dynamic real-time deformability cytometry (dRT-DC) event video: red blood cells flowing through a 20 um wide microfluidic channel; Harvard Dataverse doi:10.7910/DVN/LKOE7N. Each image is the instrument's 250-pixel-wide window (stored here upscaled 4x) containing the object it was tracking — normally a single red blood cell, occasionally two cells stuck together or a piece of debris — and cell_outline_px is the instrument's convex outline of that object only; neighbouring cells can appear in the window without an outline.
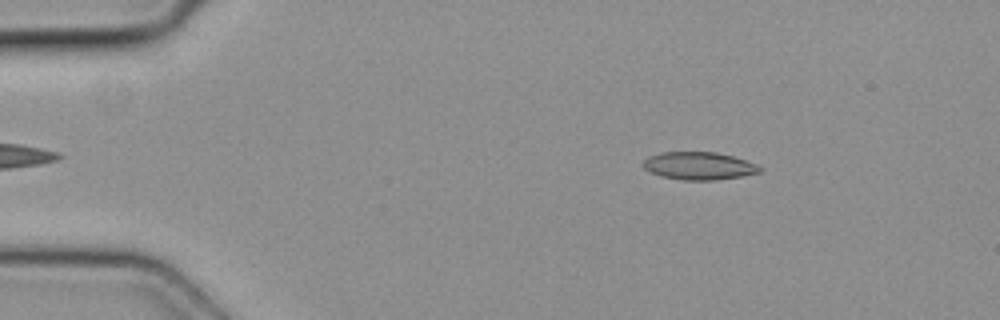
{"species": "common noctule bat (a hibernating species)", "species_latin": "Nyctalus noctula", "temperature_condition": "cold", "stored_images_in_passage": 4, "camera_frame_rate_fps": 3000, "um_per_image_px": 0.085, "animal": {"sex": "female", "body_mass_g": 19.3, "forearm_length_mm": 54.1}, "frame": {"image": 1, "passage_image": 4, "time_ms": 1.0, "image_size_px": [1000, 320], "cell_outline_px": [[764, 168], [760, 172], [744, 176], [712, 180], [684, 180], [664, 176], [652, 172], [644, 168], [644, 160], [648, 156], [660, 152], [716, 152], [732, 156], [756, 164]], "centroid_in_image_um": [59.44, 14.09], "position_along_channel_um": 25.6, "area_um2": 18.67}}